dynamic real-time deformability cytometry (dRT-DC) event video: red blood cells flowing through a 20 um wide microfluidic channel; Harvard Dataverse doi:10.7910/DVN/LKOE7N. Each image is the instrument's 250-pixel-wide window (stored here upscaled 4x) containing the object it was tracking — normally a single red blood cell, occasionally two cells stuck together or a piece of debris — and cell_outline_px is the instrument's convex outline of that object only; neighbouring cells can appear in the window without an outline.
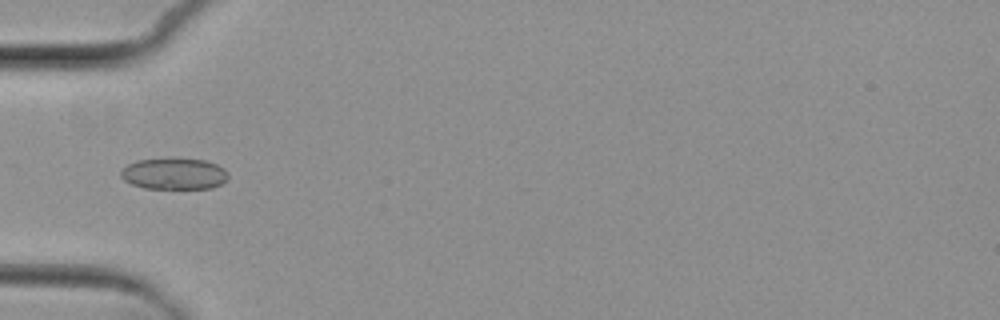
{"species": "common noctule bat (a hibernating species)", "species_latin": "Nyctalus noctula", "temperature_condition": "cold", "stored_images_in_passage": 5, "camera_frame_rate_fps": 3000, "um_per_image_px": 0.085, "animal": {"sex": "female", "body_mass_g": 29.2, "forearm_length_mm": 56.3}, "frame": {"image": 1, "passage_image": 5, "time_ms": 4.667, "image_size_px": [1000, 320], "cell_outline_px": [[228, 180], [212, 188], [144, 188], [132, 184], [124, 180], [120, 176], [120, 172], [128, 164], [136, 160], [208, 160], [224, 168], [228, 172]], "centroid_in_image_um": [14.83, 14.79], "position_along_channel_um": 70.2, "area_um2": 19.25}}